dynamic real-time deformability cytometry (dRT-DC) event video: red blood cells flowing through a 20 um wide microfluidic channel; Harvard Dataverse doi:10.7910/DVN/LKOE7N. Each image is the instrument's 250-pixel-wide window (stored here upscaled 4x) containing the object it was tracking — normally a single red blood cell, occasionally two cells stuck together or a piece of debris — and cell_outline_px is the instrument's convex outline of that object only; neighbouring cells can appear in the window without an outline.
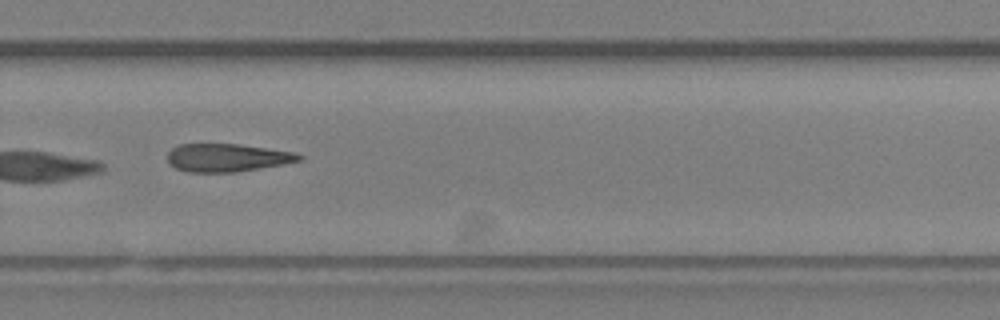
{"species": "Egyptian fruit bat (a non-hibernating species)", "species_latin": "Rousettus aegyptiacus", "temperature_condition": "room temperature", "stored_images_in_passage": 28, "camera_frame_rate_fps": 3000, "um_per_image_px": 0.085, "animal": {"sex": "female"}, "frame": {"image": 1, "passage_image": 20, "time_ms": 6.333, "image_size_px": [1000, 320], "cell_outline_px": [[304, 160], [284, 164], [236, 172], [188, 172], [176, 168], [168, 160], [168, 152], [172, 148], [180, 144], [240, 144], [296, 152], [304, 156]], "centroid_in_image_um": [19.37, 13.4], "position_along_channel_um": 310.4, "area_um2": 21.56}}